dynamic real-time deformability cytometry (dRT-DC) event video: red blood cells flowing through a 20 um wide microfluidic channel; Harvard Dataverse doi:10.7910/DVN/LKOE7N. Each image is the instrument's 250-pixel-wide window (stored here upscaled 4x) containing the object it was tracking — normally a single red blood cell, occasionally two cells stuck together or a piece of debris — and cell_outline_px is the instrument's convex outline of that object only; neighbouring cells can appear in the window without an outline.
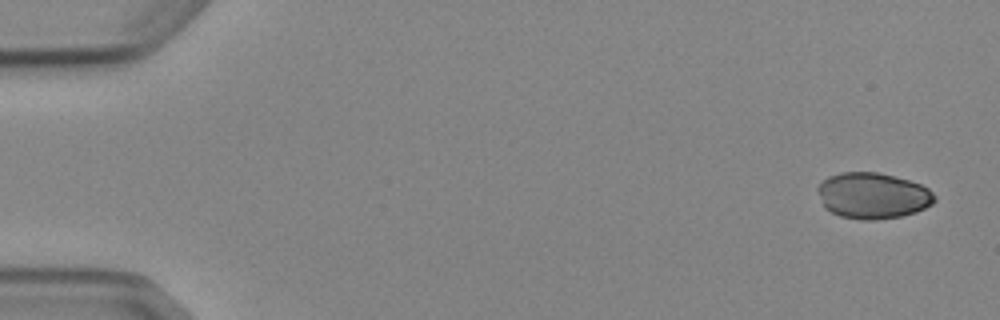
{"species": "Egyptian fruit bat (a non-hibernating species)", "species_latin": "Rousettus aegyptiacus", "temperature_condition": "cold", "stored_images_in_passage": 5, "camera_frame_rate_fps": 3000, "um_per_image_px": 0.085, "animal": {"sex": "female"}, "frame": {"image": 1, "passage_image": 1, "time_ms": 0.0, "image_size_px": [1000, 320], "cell_outline_px": [[936, 200], [932, 204], [916, 212], [900, 216], [872, 220], [860, 220], [840, 216], [824, 208], [816, 188], [828, 176], [840, 172], [876, 172], [908, 180], [920, 184], [928, 188], [936, 196]], "centroid_in_image_um": [74.17, 16.63], "position_along_channel_um": 10.8, "area_um2": 31.33}}
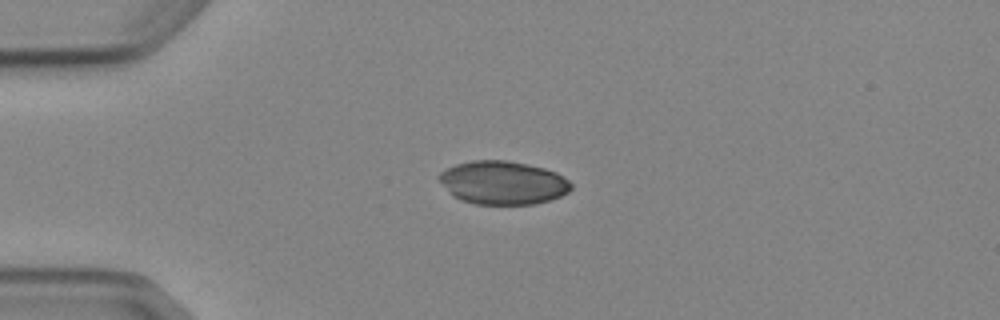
{"frame": {"image": 2, "passage_image": 4, "time_ms": 3.667, "image_size_px": [1000, 320], "cell_outline_px": [[572, 188], [568, 192], [560, 196], [536, 204], [476, 204], [460, 200], [452, 196], [436, 176], [440, 172], [456, 164], [472, 160], [508, 160], [528, 164], [544, 168], [556, 172], [568, 180], [572, 184]], "centroid_in_image_um": [42.73, 15.52], "position_along_channel_um": 42.3, "area_um2": 33.47}}